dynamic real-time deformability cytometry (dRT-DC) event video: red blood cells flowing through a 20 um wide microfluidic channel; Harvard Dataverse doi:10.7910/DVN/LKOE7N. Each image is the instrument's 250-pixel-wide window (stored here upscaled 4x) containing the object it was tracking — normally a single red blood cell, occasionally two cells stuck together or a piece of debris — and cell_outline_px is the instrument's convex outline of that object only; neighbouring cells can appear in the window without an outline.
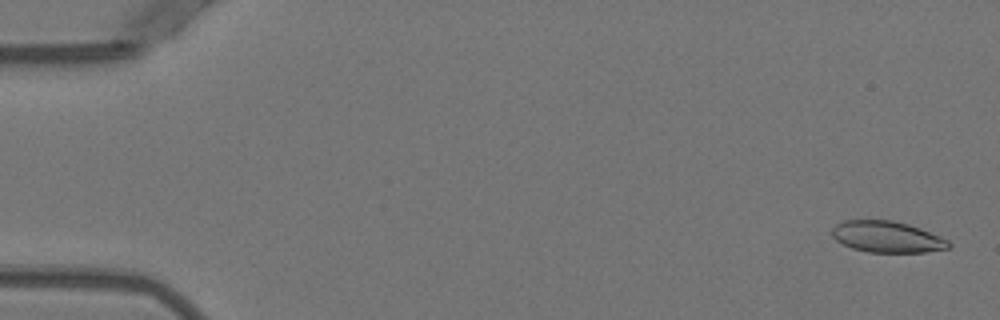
{"species": "Egyptian fruit bat (a non-hibernating species)", "species_latin": "Rousettus aegyptiacus", "temperature_condition": "warm", "stored_images_in_passage": 52, "camera_frame_rate_fps": 3000, "um_per_image_px": 0.085, "animal": {"sex": "female"}, "frame": {"image": 1, "passage_image": 2, "time_ms": 0.333, "image_size_px": [1000, 320], "cell_outline_px": [[952, 244], [948, 248], [924, 252], [868, 252], [852, 248], [836, 240], [832, 236], [832, 228], [836, 224], [844, 220], [892, 220], [908, 224], [920, 228], [940, 236], [948, 240]], "centroid_in_image_um": [75.39, 20.13], "position_along_channel_um": 9.6, "area_um2": 21.21}}
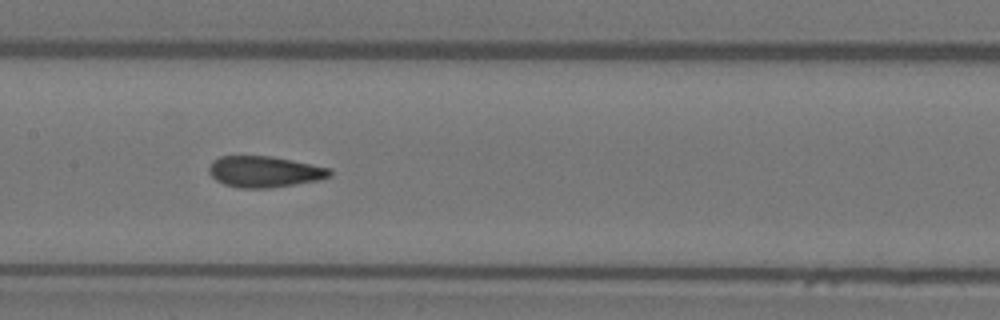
{"frame": {"image": 2, "passage_image": 26, "time_ms": 8.333, "image_size_px": [1000, 320], "cell_outline_px": [[332, 176], [316, 180], [268, 188], [240, 188], [224, 184], [216, 180], [208, 172], [208, 168], [212, 160], [220, 156], [272, 156], [332, 168]], "centroid_in_image_um": [22.46, 14.58], "position_along_channel_um": 184.9, "area_um2": 21.91}}
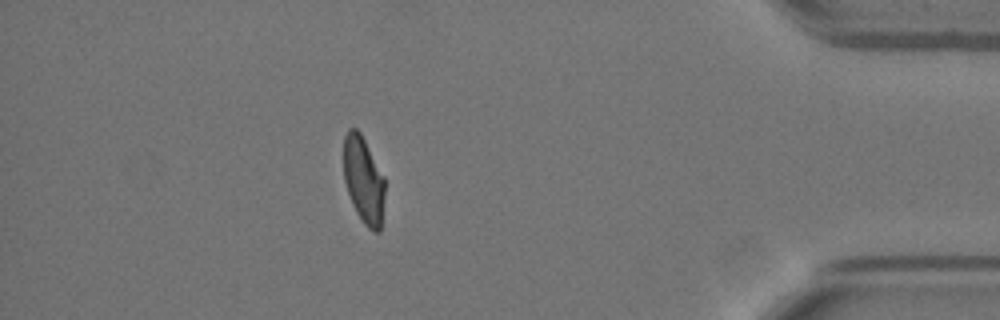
{"frame": {"image": 3, "passage_image": 46, "time_ms": 15.0, "image_size_px": [1000, 320], "cell_outline_px": [[384, 196], [380, 232], [372, 232], [364, 224], [356, 212], [352, 204], [344, 180], [344, 136], [348, 128], [356, 128], [360, 132], [384, 176]], "centroid_in_image_um": [30.9, 15.31], "position_along_channel_um": 404.3, "area_um2": 20.81}, "authors_computed_cell_mechanics": {"area_um2": 22.1374, "velocity_mm_per_s": 3.9539, "shape_relaxation_time_tau1_ms": 10.0836, "shape_relaxation_time_tau2_ms": 1.1817, "deformation_change_tau1": 0.2609, "deformation_change_tau2": 0.0814}}